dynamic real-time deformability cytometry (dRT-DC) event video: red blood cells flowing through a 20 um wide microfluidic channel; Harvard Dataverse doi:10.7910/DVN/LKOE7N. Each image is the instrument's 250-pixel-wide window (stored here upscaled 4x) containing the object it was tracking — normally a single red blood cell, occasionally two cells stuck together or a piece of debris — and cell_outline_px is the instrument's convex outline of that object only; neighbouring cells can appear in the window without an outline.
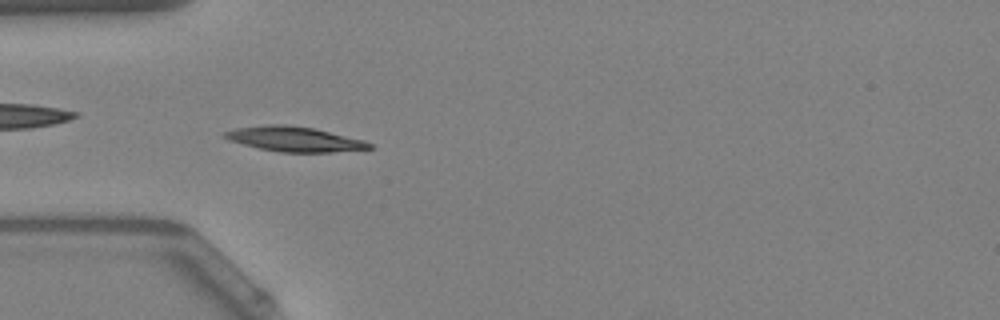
{"species": "Egyptian fruit bat (a non-hibernating species)", "species_latin": "Rousettus aegyptiacus", "temperature_condition": "warm", "stored_images_in_passage": 51, "camera_frame_rate_fps": 3000, "um_per_image_px": 0.085, "animal": {"sex": "female"}, "frame": {"image": 1, "passage_image": 15, "time_ms": 4.667, "image_size_px": [1000, 320], "cell_outline_px": [[376, 148], [332, 152], [280, 152], [260, 148], [228, 140], [224, 136], [224, 132], [236, 128], [268, 124], [284, 124], [312, 128], [364, 140], [372, 144]], "centroid_in_image_um": [25.05, 11.82], "position_along_channel_um": 60.0, "area_um2": 20.75}, "authors_computed_cell_mechanics": {"area_um2": 19.7676, "velocity_mm_per_s": 3.9291, "shape_relaxation_time_tau1_ms": 3.9157, "shape_relaxation_time_tau2_ms": null, "deformation_change_tau1": 0.1481, "deformation_change_tau2": null}}